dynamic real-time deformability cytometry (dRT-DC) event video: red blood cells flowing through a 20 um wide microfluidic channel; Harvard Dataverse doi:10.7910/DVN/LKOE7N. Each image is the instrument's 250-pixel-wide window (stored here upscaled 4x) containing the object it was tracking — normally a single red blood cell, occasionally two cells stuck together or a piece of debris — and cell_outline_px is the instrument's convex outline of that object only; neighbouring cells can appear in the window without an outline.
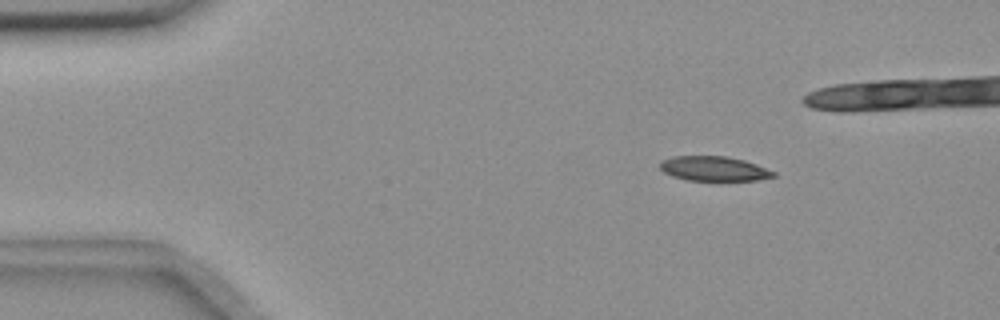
{"species": "common noctule bat (a hibernating species)", "species_latin": "Nyctalus noctula", "temperature_condition": "room temperature", "stored_images_in_passage": 45, "camera_frame_rate_fps": 3000, "um_per_image_px": 0.085, "animal": {"sex": "female", "body_mass_g": 18.4}, "frame": {"image": 1, "passage_image": 6, "time_ms": 1.667, "image_size_px": [1000, 320], "cell_outline_px": [[776, 176], [756, 180], [720, 184], [688, 180], [672, 176], [664, 172], [660, 168], [660, 160], [672, 156], [724, 156], [744, 160], [756, 164], [776, 172]], "centroid_in_image_um": [60.7, 14.39], "position_along_channel_um": 24.3, "area_um2": 17.22}}
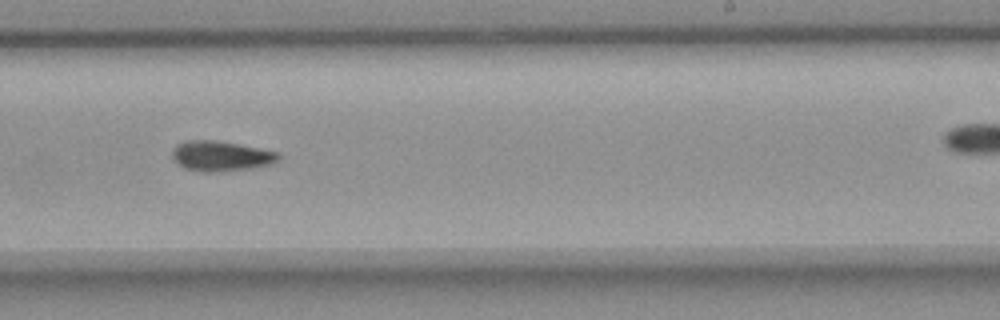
{"frame": {"image": 2, "passage_image": 32, "time_ms": 10.333, "image_size_px": [1000, 320], "cell_outline_px": [[280, 156], [272, 164], [252, 168], [220, 172], [200, 172], [184, 168], [172, 156], [172, 152], [176, 144], [184, 140], [220, 140], [276, 152]], "centroid_in_image_um": [18.74, 13.26], "position_along_channel_um": 270.3, "area_um2": 18.67}}
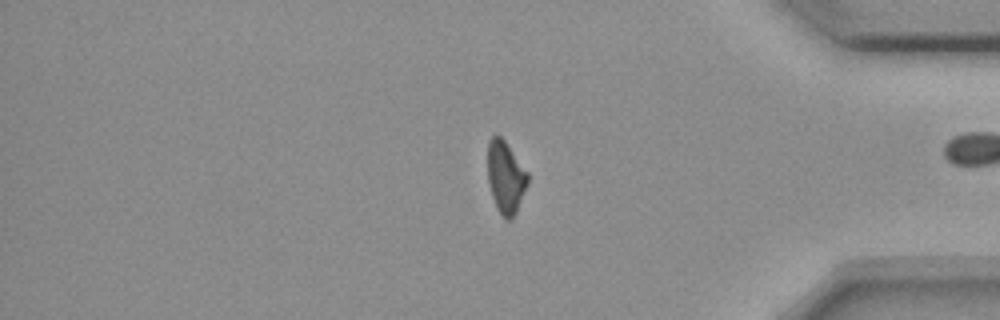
{"frame": {"image": 3, "passage_image": 44, "time_ms": 14.333, "image_size_px": [1000, 320], "cell_outline_px": [[528, 184], [516, 212], [508, 220], [504, 220], [496, 208], [492, 196], [488, 180], [488, 140], [492, 136], [500, 136], [504, 140], [528, 172]], "centroid_in_image_um": [42.98, 15.07], "position_along_channel_um": 392.2, "area_um2": 16.76}, "authors_computed_cell_mechanics": {"area_um2": 17.9758, "velocity_mm_per_s": 3.6564, "shape_relaxation_time_tau1_ms": 7.0235, "shape_relaxation_time_tau2_ms": null, "deformation_change_tau1": 0.1744, "deformation_change_tau2": null}}